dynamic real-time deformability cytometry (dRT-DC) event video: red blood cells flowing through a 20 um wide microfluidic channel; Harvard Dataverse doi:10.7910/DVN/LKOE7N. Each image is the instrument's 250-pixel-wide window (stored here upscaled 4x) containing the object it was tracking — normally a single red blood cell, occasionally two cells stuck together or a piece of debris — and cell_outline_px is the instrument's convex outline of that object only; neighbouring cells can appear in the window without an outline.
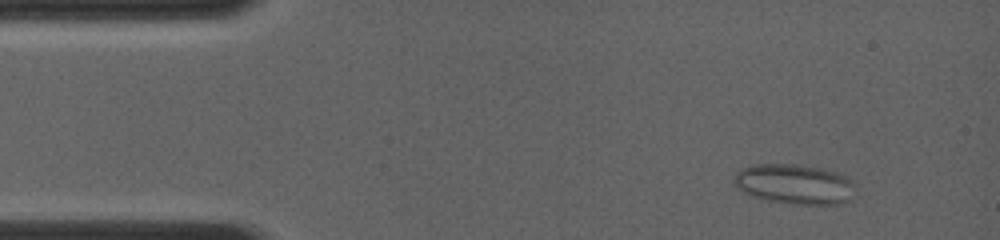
{"species": "common noctule bat (a hibernating species)", "species_latin": "Nyctalus noctula", "temperature_condition": "room temperature", "stored_images_in_passage": 43, "camera_frame_rate_fps": 4000, "um_per_image_px": 0.085, "animal": {"sex": "female", "body_mass_g": 19.0, "forearm_length_mm": 56.7}, "frame": {"image": 1, "passage_image": 4, "time_ms": 1.25, "image_size_px": [1000, 240], "cell_outline_px": [[852, 184], [848, 200], [836, 204], [792, 204], [768, 200], [752, 196], [736, 188], [732, 184], [732, 180], [736, 172], [740, 168], [752, 164], [796, 164], [824, 168], [848, 176], [852, 180]], "centroid_in_image_um": [67.44, 15.62], "position_along_channel_um": 17.6, "area_um2": 28.32}}
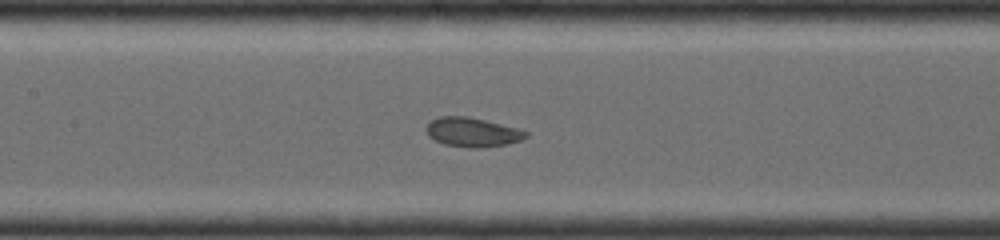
{"frame": {"image": 2, "passage_image": 20, "time_ms": 6.5, "image_size_px": [1000, 240], "cell_outline_px": [[528, 136], [520, 140], [508, 144], [480, 148], [468, 148], [444, 144], [428, 136], [424, 128], [428, 120], [440, 116], [468, 116], [516, 128], [528, 132]], "centroid_in_image_um": [40.09, 11.23], "position_along_channel_um": 167.3, "area_um2": 17.11}}
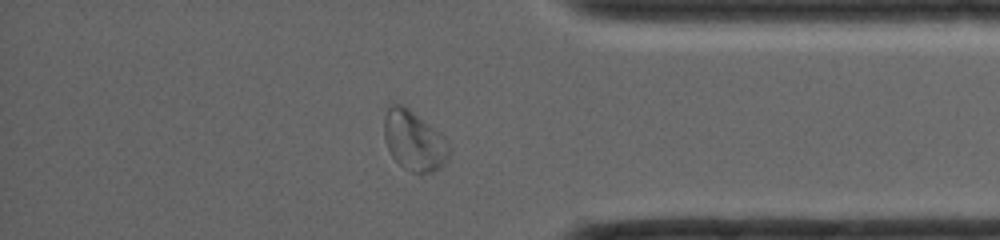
{"frame": {"image": 3, "passage_image": 38, "time_ms": 12.0, "image_size_px": [1000, 240], "cell_outline_px": [[448, 156], [444, 164], [440, 168], [432, 172], [412, 172], [404, 168], [392, 156], [384, 140], [384, 116], [388, 108], [392, 104], [404, 104], [432, 128], [448, 144]], "centroid_in_image_um": [35.13, 11.96], "position_along_channel_um": 400.1, "area_um2": 22.02}}